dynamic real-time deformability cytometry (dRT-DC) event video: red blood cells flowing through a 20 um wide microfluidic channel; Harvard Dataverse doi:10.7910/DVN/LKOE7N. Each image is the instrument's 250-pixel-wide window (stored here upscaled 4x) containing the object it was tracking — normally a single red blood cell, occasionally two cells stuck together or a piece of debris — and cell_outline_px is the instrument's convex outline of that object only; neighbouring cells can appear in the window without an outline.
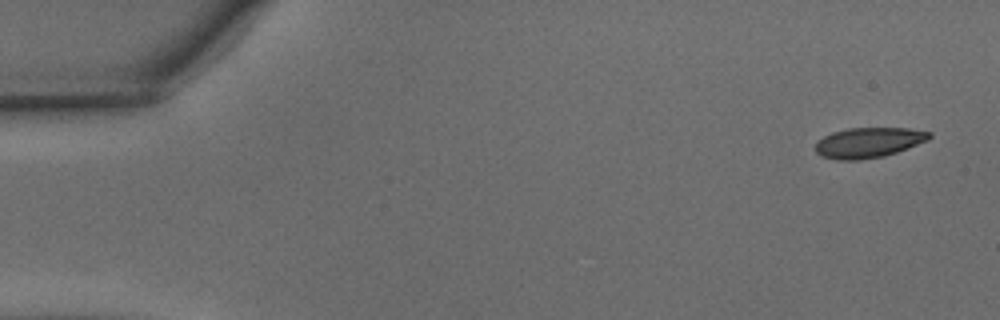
{"species": "common noctule bat (a hibernating species)", "species_latin": "Nyctalus noctula", "temperature_condition": "warm", "stored_images_in_passage": 48, "camera_frame_rate_fps": 3000, "um_per_image_px": 0.085, "animal": {"sex": "male", "body_mass_g": 15.6}, "frame": {"image": 1, "passage_image": 1, "time_ms": 0.0, "image_size_px": [1000, 320], "cell_outline_px": [[932, 136], [928, 140], [896, 152], [884, 156], [860, 160], [836, 160], [820, 156], [816, 152], [816, 144], [824, 136], [832, 132], [848, 128], [908, 128], [932, 132]], "centroid_in_image_um": [73.83, 12.12], "position_along_channel_um": 11.2, "area_um2": 20.06}}
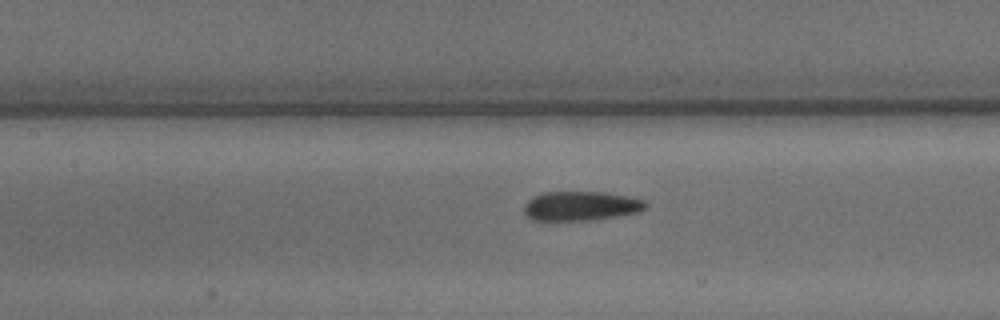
{"frame": {"image": 2, "passage_image": 21, "time_ms": 6.667, "image_size_px": [1000, 320], "cell_outline_px": [[648, 208], [640, 212], [616, 216], [588, 220], [540, 224], [532, 220], [524, 212], [524, 204], [532, 196], [544, 192], [604, 192], [628, 196], [644, 200], [648, 204]], "centroid_in_image_um": [49.31, 17.55], "position_along_channel_um": 158.1, "area_um2": 21.68}}
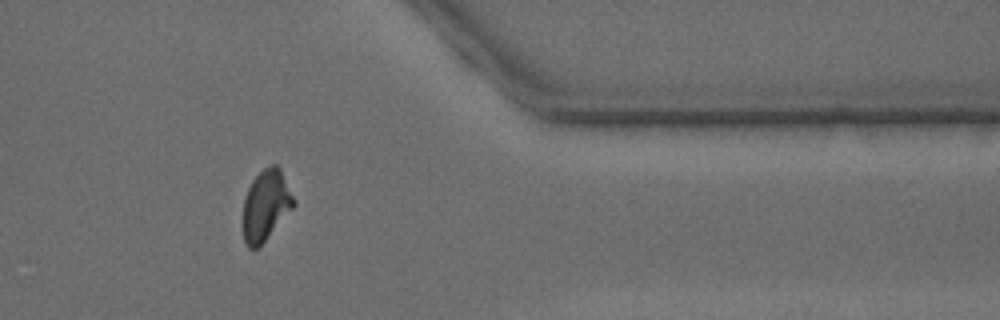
{"frame": {"image": 3, "passage_image": 39, "time_ms": 12.667, "image_size_px": [1000, 320], "cell_outline_px": [[296, 204], [260, 248], [248, 248], [244, 244], [240, 220], [244, 196], [252, 180], [264, 168], [272, 164], [276, 164], [280, 168], [296, 200]], "centroid_in_image_um": [22.55, 17.51], "position_along_channel_um": 388.8, "area_um2": 21.73}, "authors_computed_cell_mechanics": {"area_um2": 21.0392, "velocity_mm_per_s": 4.1361, "shape_relaxation_time_tau1_ms": 3.9092, "shape_relaxation_time_tau2_ms": 1.8758, "deformation_change_tau1": 0.1195, "deformation_change_tau2": 0.0789}}